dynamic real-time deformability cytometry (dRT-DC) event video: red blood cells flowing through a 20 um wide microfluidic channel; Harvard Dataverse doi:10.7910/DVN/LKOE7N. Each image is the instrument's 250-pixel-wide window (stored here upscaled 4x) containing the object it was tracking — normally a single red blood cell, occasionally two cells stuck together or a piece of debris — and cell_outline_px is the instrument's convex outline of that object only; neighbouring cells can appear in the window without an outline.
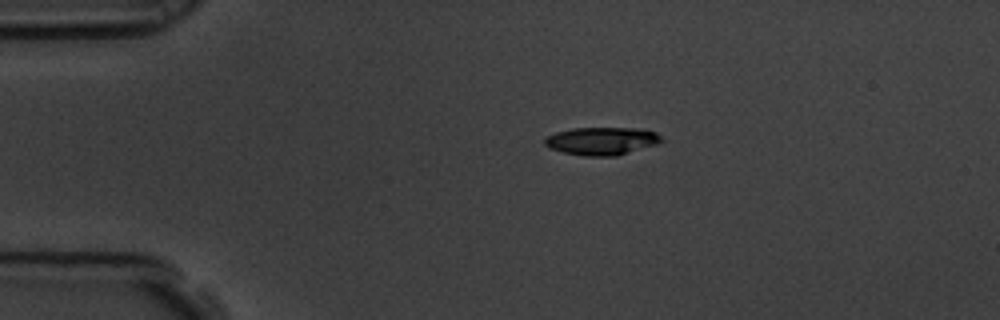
{"species": "common noctule bat (a hibernating species)", "species_latin": "Nyctalus noctula", "temperature_condition": "room temperature", "stored_images_in_passage": 7, "camera_frame_rate_fps": 3000, "um_per_image_px": 0.085, "animal": {"sex": "male", "body_mass_g": 19.5, "forearm_length_mm": 54.6}, "frame": {"image": 1, "passage_image": 1, "time_ms": 0.0, "image_size_px": [1000, 320], "cell_outline_px": [[664, 140], [656, 144], [616, 156], [584, 156], [564, 152], [548, 148], [544, 144], [544, 140], [548, 136], [556, 132], [572, 128], [636, 128], [656, 132]], "centroid_in_image_um": [51.13, 11.98], "position_along_channel_um": 33.9, "area_um2": 18.84}}
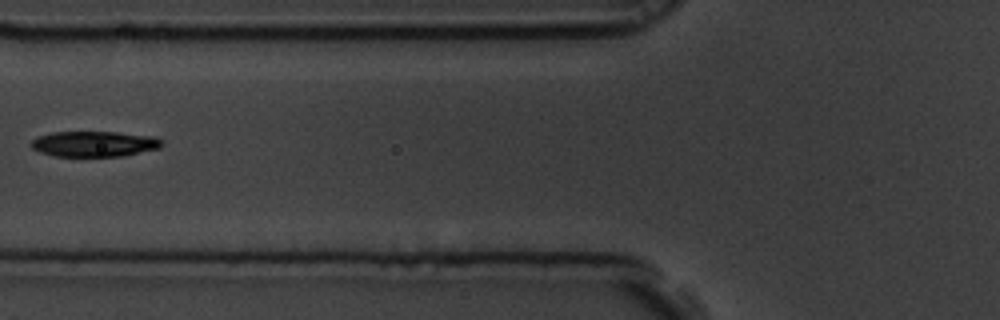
{"frame": {"image": 2, "passage_image": 4, "time_ms": 1.0, "image_size_px": [1000, 320], "cell_outline_px": [[164, 144], [160, 148], [124, 156], [56, 156], [40, 152], [32, 148], [32, 140], [40, 136], [52, 132], [116, 132], [156, 136], [164, 140]], "centroid_in_image_um": [8.1, 12.23], "position_along_channel_um": 117.7, "area_um2": 19.54}}
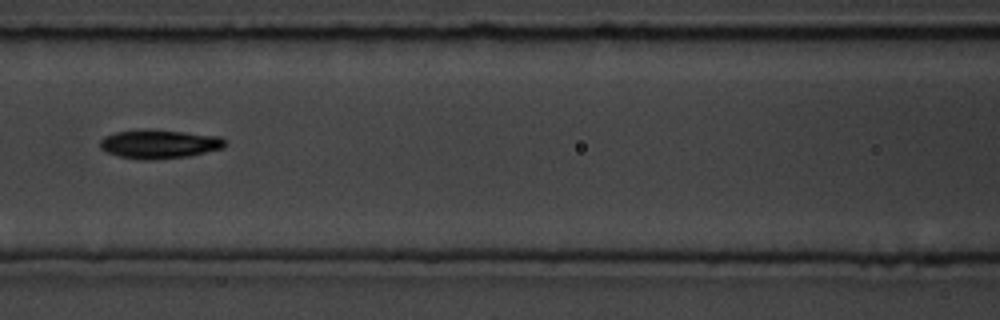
{"frame": {"image": 3, "passage_image": 5, "time_ms": 1.333, "image_size_px": [1000, 320], "cell_outline_px": [[228, 144], [224, 148], [192, 156], [152, 160], [144, 160], [120, 156], [108, 152], [100, 148], [100, 140], [104, 136], [116, 132], [140, 128], [152, 128], [220, 136]], "centroid_in_image_um": [13.57, 12.22], "position_along_channel_um": 153.0, "area_um2": 21.5}}